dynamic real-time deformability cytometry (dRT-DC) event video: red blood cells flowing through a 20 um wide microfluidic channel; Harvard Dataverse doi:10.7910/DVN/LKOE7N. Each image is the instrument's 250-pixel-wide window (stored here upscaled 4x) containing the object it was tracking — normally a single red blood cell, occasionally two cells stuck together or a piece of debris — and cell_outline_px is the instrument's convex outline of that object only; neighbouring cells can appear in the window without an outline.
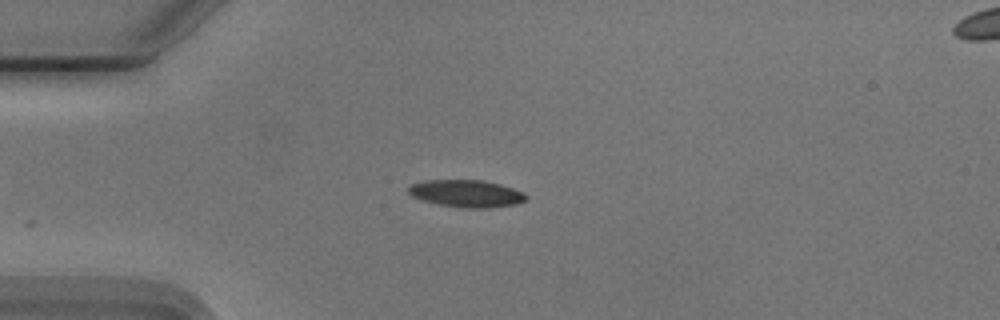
{"species": "Egyptian fruit bat (a non-hibernating species)", "species_latin": "Rousettus aegyptiacus", "temperature_condition": "cold", "stored_images_in_passage": 47, "camera_frame_rate_fps": 3000, "um_per_image_px": 0.085, "animal": {"sex": "male"}, "frame": {"image": 1, "passage_image": 13, "time_ms": 4.0, "image_size_px": [1000, 320], "cell_outline_px": [[528, 200], [516, 204], [488, 208], [460, 208], [440, 204], [424, 200], [412, 196], [408, 192], [408, 188], [412, 184], [424, 180], [484, 180], [500, 184], [524, 192], [528, 196]], "centroid_in_image_um": [39.69, 16.45], "position_along_channel_um": 45.3, "area_um2": 18.73}}
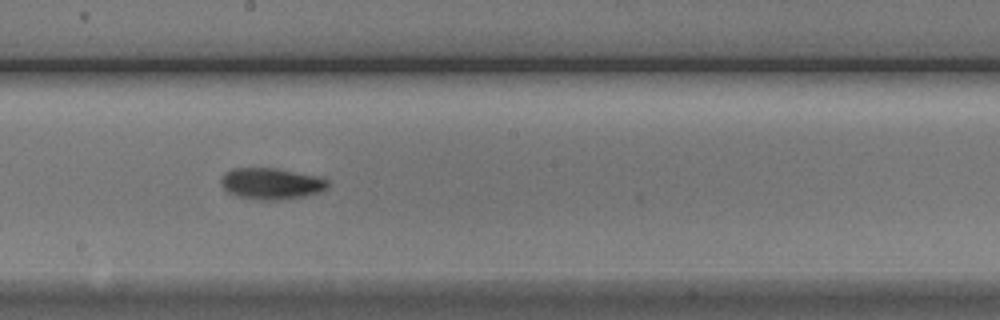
{"frame": {"image": 2, "passage_image": 29, "time_ms": 9.333, "image_size_px": [1000, 320], "cell_outline_px": [[328, 188], [320, 192], [308, 196], [280, 200], [260, 200], [240, 196], [228, 192], [220, 184], [220, 180], [224, 172], [232, 168], [276, 168], [312, 176], [328, 180]], "centroid_in_image_um": [23.03, 15.61], "position_along_channel_um": 225.2, "area_um2": 19.42}}
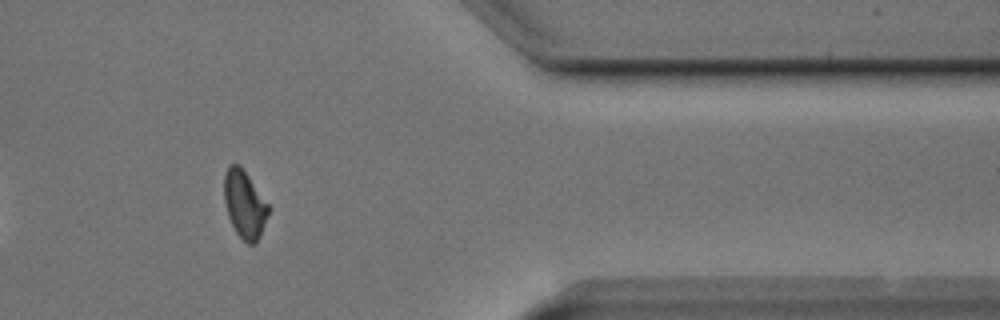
{"frame": {"image": 3, "passage_image": 44, "time_ms": 14.333, "image_size_px": [1000, 320], "cell_outline_px": [[272, 208], [260, 236], [256, 244], [248, 244], [236, 232], [228, 216], [224, 200], [224, 172], [228, 164], [240, 164]], "centroid_in_image_um": [20.81, 17.34], "position_along_channel_um": 390.6, "area_um2": 17.8}, "authors_computed_cell_mechanics": {"area_um2": 18.2648, "velocity_mm_per_s": 3.7513, "shape_relaxation_time_tau1_ms": 3.5528, "shape_relaxation_time_tau2_ms": null, "deformation_change_tau1": 0.1412, "deformation_change_tau2": null}}